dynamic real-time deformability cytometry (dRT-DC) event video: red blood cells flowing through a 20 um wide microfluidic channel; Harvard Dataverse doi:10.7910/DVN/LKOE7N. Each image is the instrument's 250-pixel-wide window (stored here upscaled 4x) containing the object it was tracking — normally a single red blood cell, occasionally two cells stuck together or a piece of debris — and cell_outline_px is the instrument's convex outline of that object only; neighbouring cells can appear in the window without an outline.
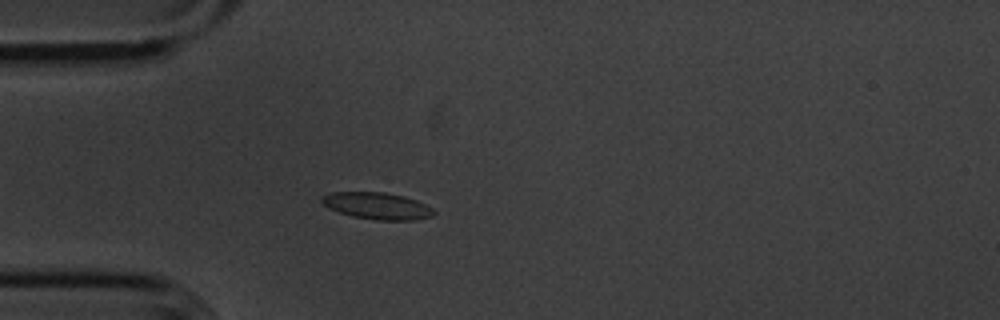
{"species": "common noctule bat (a hibernating species)", "species_latin": "Nyctalus noctula", "temperature_condition": "cold", "stored_images_in_passage": 42, "camera_frame_rate_fps": 3000, "um_per_image_px": 0.085, "animal": {"sex": "male", "body_mass_g": 20.1, "forearm_length_mm": 53.5}, "frame": {"image": 1, "passage_image": 12, "time_ms": 3.667, "image_size_px": [1000, 320], "cell_outline_px": [[436, 212], [432, 216], [416, 220], [376, 220], [352, 216], [328, 208], [320, 200], [320, 196], [332, 192], [384, 192], [404, 196], [416, 200], [432, 208]], "centroid_in_image_um": [32.05, 17.49], "position_along_channel_um": 52.9, "area_um2": 17.51}}
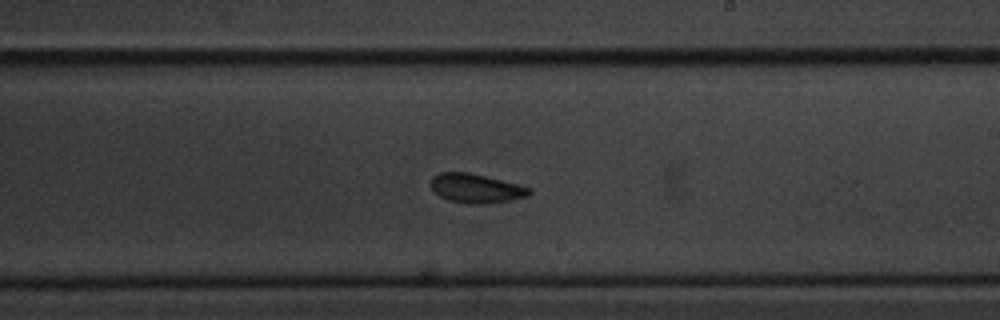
{"frame": {"image": 2, "passage_image": 29, "time_ms": 9.333, "image_size_px": [1000, 320], "cell_outline_px": [[532, 192], [528, 196], [508, 200], [484, 204], [472, 204], [448, 200], [440, 196], [428, 184], [432, 176], [440, 172], [468, 172], [520, 184], [532, 188]], "centroid_in_image_um": [40.46, 15.99], "position_along_channel_um": 248.5, "area_um2": 16.82}}
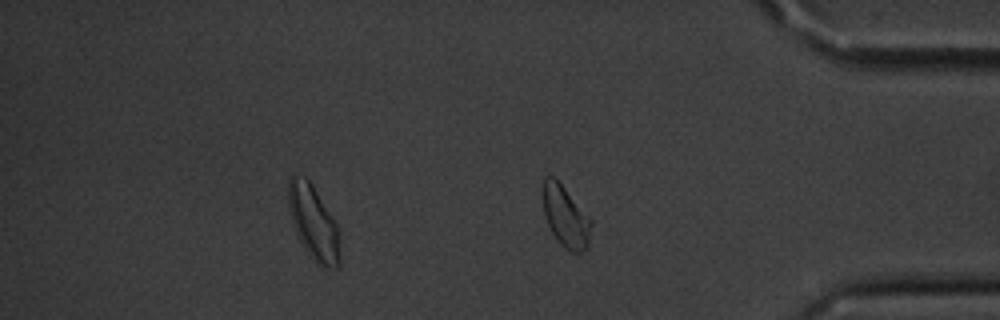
{"frame": {"image": 3, "passage_image": 42, "time_ms": 13.667, "image_size_px": [1000, 320], "cell_outline_px": [[592, 224], [588, 248], [580, 252], [572, 252], [564, 248], [560, 244], [552, 232], [548, 224], [544, 212], [544, 176], [556, 176], [592, 220]], "centroid_in_image_um": [48.11, 18.4], "position_along_channel_um": 387.1, "area_um2": 17.28}, "authors_computed_cell_mechanics": {"area_um2": 17.1088, "velocity_mm_per_s": 3.581, "shape_relaxation_time_tau1_ms": 3.8333, "shape_relaxation_time_tau2_ms": 2.4617, "deformation_change_tau1": 0.0637, "deformation_change_tau2": 0.06}}